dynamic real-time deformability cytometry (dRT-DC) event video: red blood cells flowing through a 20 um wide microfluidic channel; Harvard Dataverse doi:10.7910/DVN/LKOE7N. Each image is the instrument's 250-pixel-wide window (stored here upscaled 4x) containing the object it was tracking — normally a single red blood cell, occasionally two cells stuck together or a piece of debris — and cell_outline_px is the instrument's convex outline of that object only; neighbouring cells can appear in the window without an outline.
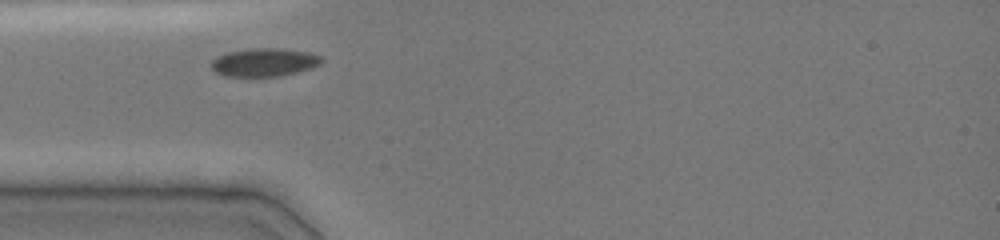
{"species": "common noctule bat (a hibernating species)", "species_latin": "Nyctalus noctula", "temperature_condition": "cold", "stored_images_in_passage": 16, "camera_frame_rate_fps": 3000, "um_per_image_px": 0.085, "animal": {"sex": "female", "body_mass_g": 19.0, "forearm_length_mm": 51.5}, "frame": {"image": 1, "passage_image": 1, "time_ms": 0.0, "image_size_px": [1000, 240], "cell_outline_px": [[324, 60], [320, 64], [312, 68], [280, 76], [224, 76], [216, 72], [212, 68], [212, 60], [228, 52], [252, 48], [276, 48], [308, 52], [320, 56]], "centroid_in_image_um": [22.48, 5.3], "position_along_channel_um": 62.5, "area_um2": 17.92}}
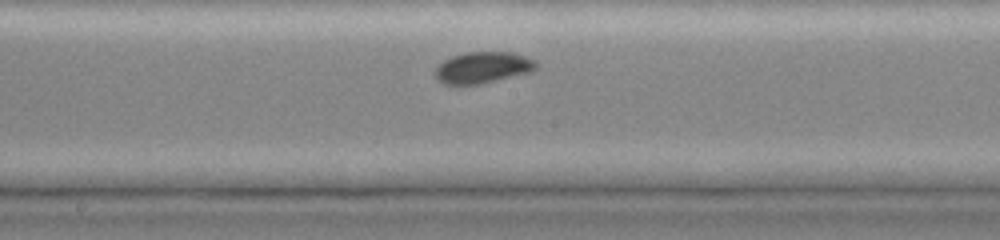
{"frame": {"image": 2, "passage_image": 12, "time_ms": 3.667, "image_size_px": [1000, 240], "cell_outline_px": [[540, 64], [532, 72], [480, 84], [444, 84], [436, 80], [436, 68], [444, 60], [452, 56], [464, 52], [512, 52], [536, 60]], "centroid_in_image_um": [41.08, 5.74], "position_along_channel_um": 207.1, "area_um2": 18.55}}
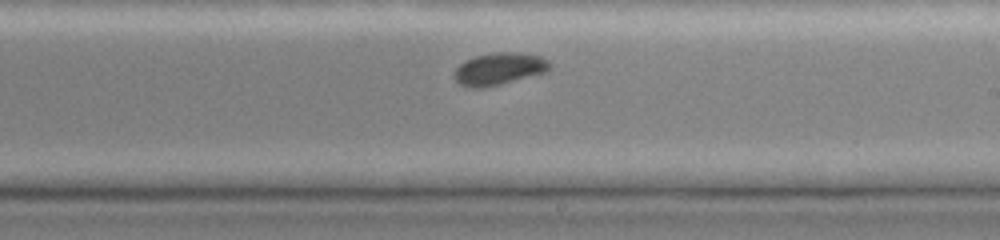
{"frame": {"image": 3, "passage_image": 15, "time_ms": 4.667, "image_size_px": [1000, 240], "cell_outline_px": [[552, 68], [544, 72], [500, 84], [484, 88], [468, 88], [460, 84], [452, 76], [456, 68], [464, 60], [476, 56], [496, 52], [520, 52], [540, 56], [548, 60], [552, 64]], "centroid_in_image_um": [42.41, 5.85], "position_along_channel_um": 246.6, "area_um2": 17.98}}